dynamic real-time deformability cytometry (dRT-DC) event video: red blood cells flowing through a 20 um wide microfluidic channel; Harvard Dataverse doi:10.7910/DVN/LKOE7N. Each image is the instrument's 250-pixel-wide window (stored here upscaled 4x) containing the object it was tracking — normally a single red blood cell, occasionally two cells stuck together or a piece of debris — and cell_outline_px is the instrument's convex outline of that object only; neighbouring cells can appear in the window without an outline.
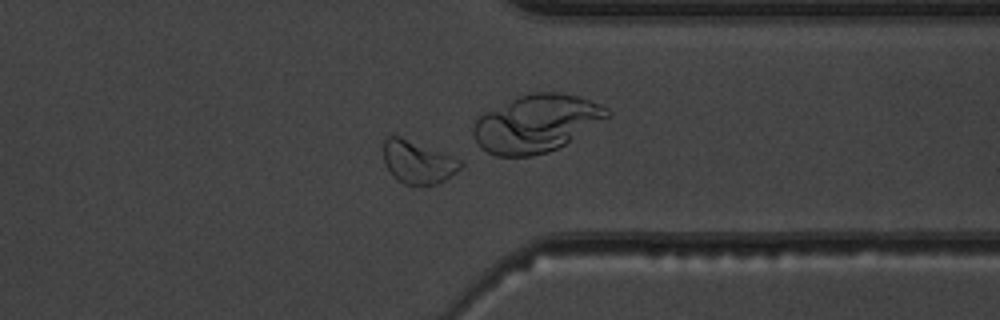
{"species": "common noctule bat (a hibernating species)", "species_latin": "Nyctalus noctula", "temperature_condition": "warm", "stored_images_in_passage": 35, "camera_frame_rate_fps": 3000, "um_per_image_px": 0.085, "animal": {"sex": "male", "body_mass_g": 19.5, "forearm_length_mm": 54.6}, "frame": {"image": 1, "passage_image": 25, "time_ms": 8.0, "image_size_px": [1000, 320], "cell_outline_px": [[464, 164], [456, 172], [444, 180], [436, 184], [404, 184], [396, 180], [392, 176], [384, 164], [384, 140], [388, 136], [400, 136], [452, 156], [460, 160]], "centroid_in_image_um": [35.49, 13.78], "position_along_channel_um": 375.9, "area_um2": 19.07}, "authors_computed_cell_mechanics": {"area_um2": 17.8024, "velocity_mm_per_s": 4.0081, "shape_relaxation_time_tau1_ms": null, "shape_relaxation_time_tau2_ms": 1.7006, "deformation_change_tau1": null, "deformation_change_tau2": 0.0705}}